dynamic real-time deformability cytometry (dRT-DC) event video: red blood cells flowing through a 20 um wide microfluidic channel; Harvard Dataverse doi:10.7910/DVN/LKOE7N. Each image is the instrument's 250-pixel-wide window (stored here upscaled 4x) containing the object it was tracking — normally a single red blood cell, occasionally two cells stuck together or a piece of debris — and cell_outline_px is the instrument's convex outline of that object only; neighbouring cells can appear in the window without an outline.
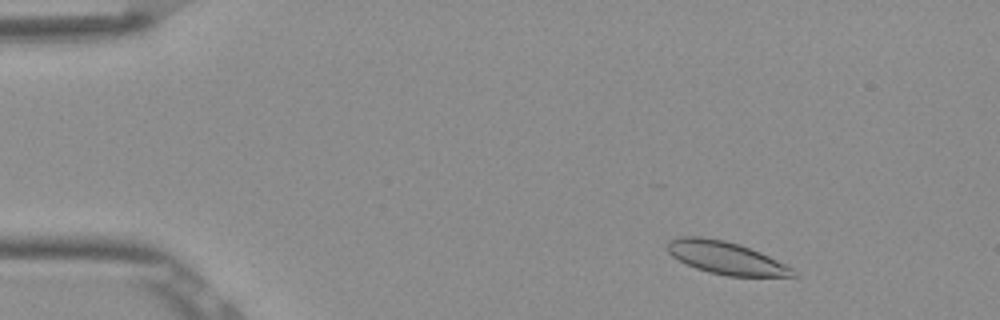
{"species": "Egyptian fruit bat (a non-hibernating species)", "species_latin": "Rousettus aegyptiacus", "temperature_condition": "room temperature", "stored_images_in_passage": 42, "camera_frame_rate_fps": 3000, "um_per_image_px": 0.085, "frame": {"image": 1, "passage_image": 5, "time_ms": 1.333, "image_size_px": [1000, 320], "cell_outline_px": [[796, 276], [728, 276], [708, 272], [696, 268], [672, 256], [668, 252], [668, 240], [680, 236], [700, 236], [724, 240], [740, 244], [760, 252], [792, 268], [796, 272]], "centroid_in_image_um": [61.67, 21.9], "position_along_channel_um": 23.3, "area_um2": 23.64}}
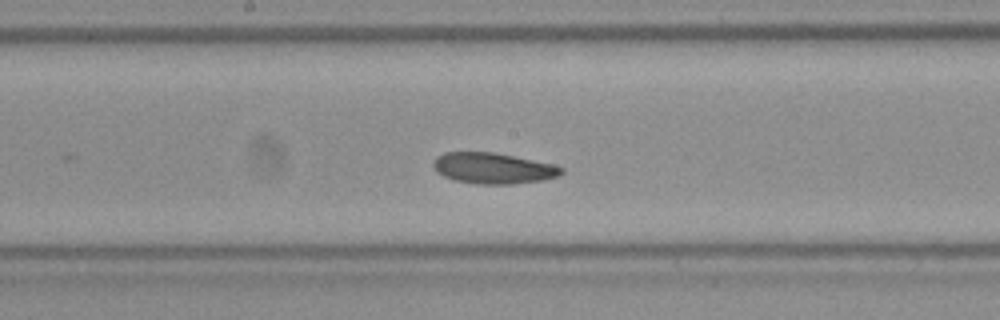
{"frame": {"image": 2, "passage_image": 26, "time_ms": 8.333, "image_size_px": [1000, 320], "cell_outline_px": [[564, 172], [560, 176], [540, 180], [512, 184], [476, 184], [456, 180], [444, 176], [436, 172], [432, 164], [432, 160], [436, 156], [444, 152], [496, 152], [552, 164], [564, 168]], "centroid_in_image_um": [41.89, 14.29], "position_along_channel_um": 206.3, "area_um2": 23.18}}
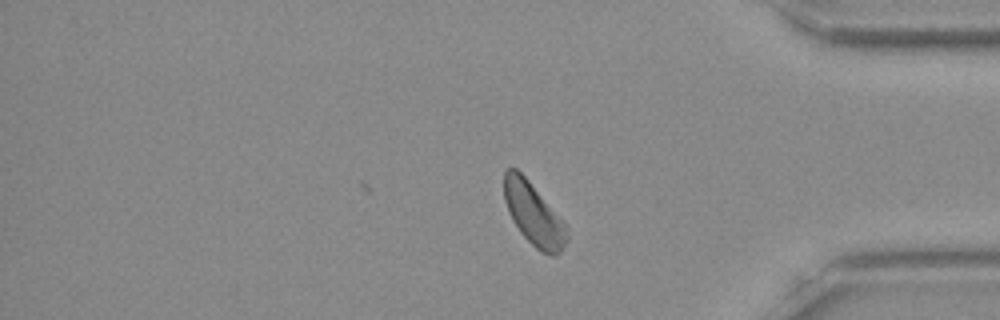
{"frame": {"image": 3, "passage_image": 42, "time_ms": 13.667, "image_size_px": [1000, 320], "cell_outline_px": [[568, 240], [560, 252], [556, 256], [552, 256], [540, 252], [520, 232], [512, 220], [508, 212], [504, 200], [504, 172], [508, 168], [516, 168], [528, 180], [560, 216], [568, 228]], "centroid_in_image_um": [45.37, 18.23], "position_along_channel_um": 389.8, "area_um2": 22.89}}